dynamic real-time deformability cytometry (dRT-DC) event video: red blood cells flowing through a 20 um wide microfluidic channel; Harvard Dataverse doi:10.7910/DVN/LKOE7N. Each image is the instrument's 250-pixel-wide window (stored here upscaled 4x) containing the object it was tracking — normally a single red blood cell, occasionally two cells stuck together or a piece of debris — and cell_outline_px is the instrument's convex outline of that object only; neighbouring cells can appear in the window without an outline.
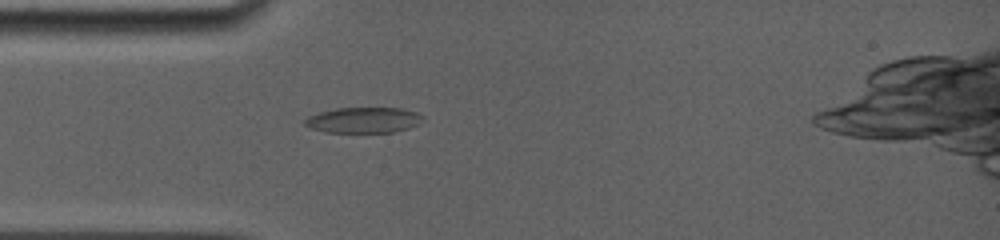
{"species": "common noctule bat (a hibernating species)", "species_latin": "Nyctalus noctula", "temperature_condition": "room temperature", "stored_images_in_passage": 28, "camera_frame_rate_fps": 5000, "um_per_image_px": 0.085, "animal": {"sex": "female", "body_mass_g": 19.0, "forearm_length_mm": 56.7}, "frame": {"image": 1, "passage_image": 2, "time_ms": 0.6, "image_size_px": [1000, 240], "cell_outline_px": [[424, 120], [420, 124], [408, 128], [392, 132], [324, 132], [312, 128], [304, 124], [304, 120], [308, 116], [320, 112], [336, 108], [404, 108], [416, 112], [424, 116]], "centroid_in_image_um": [30.94, 10.2], "position_along_channel_um": 54.1, "area_um2": 17.69}}
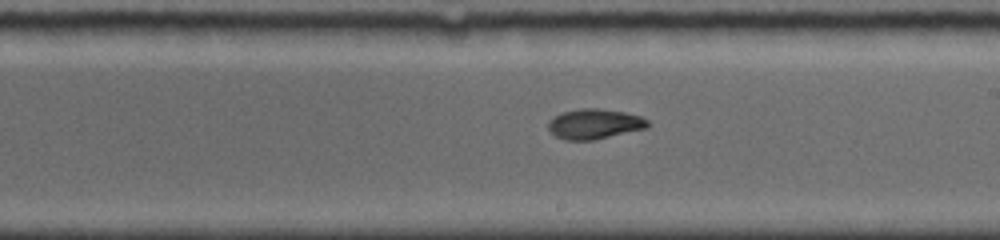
{"frame": {"image": 2, "passage_image": 13, "time_ms": 5.4, "image_size_px": [1000, 240], "cell_outline_px": [[648, 128], [592, 140], [568, 140], [556, 136], [548, 128], [548, 120], [552, 116], [564, 112], [580, 108], [600, 108], [624, 112], [640, 116], [648, 120]], "centroid_in_image_um": [50.52, 10.52], "position_along_channel_um": 238.5, "area_um2": 17.4}}
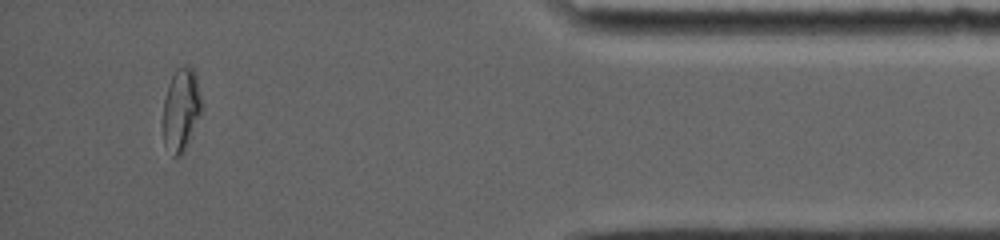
{"frame": {"image": 3, "passage_image": 25, "time_ms": 11.0, "image_size_px": [1000, 240], "cell_outline_px": [[204, 108], [180, 156], [172, 156], [164, 144], [164, 96], [168, 84], [176, 68], [184, 64], [192, 68], [196, 72]], "centroid_in_image_um": [15.42, 9.24], "position_along_channel_um": 419.8, "area_um2": 18.73}, "authors_computed_cell_mechanics": {"area_um2": 17.4267, "velocity_mm_per_s": 3.9069, "shape_relaxation_time_tau1_ms": null, "shape_relaxation_time_tau2_ms": 1.7332, "deformation_change_tau1": null, "deformation_change_tau2": 0.0475}}